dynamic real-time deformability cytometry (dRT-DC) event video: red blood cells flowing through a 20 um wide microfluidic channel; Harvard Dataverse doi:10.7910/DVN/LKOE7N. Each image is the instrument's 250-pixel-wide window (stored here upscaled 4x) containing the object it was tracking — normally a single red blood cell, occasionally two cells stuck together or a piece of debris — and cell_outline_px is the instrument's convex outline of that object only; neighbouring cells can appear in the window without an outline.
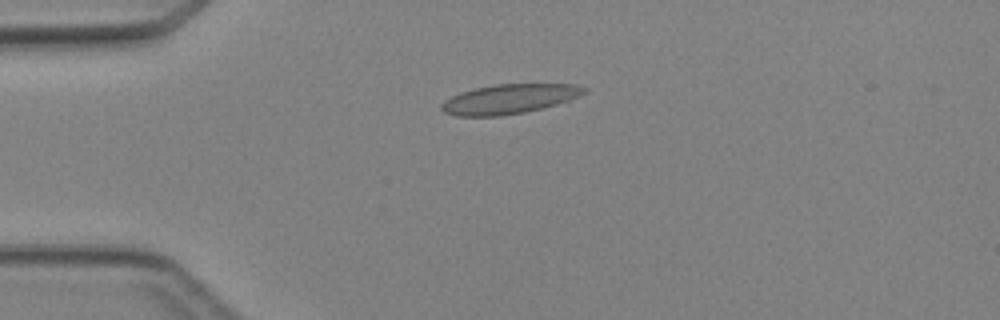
{"species": "Egyptian fruit bat (a non-hibernating species)", "species_latin": "Rousettus aegyptiacus", "temperature_condition": "cold", "stored_images_in_passage": 1, "camera_frame_rate_fps": 3000, "um_per_image_px": 0.085, "animal": {"sex": "female"}, "frame": {"image": 1, "passage_image": 1, "time_ms": 0.0, "image_size_px": [1000, 320], "cell_outline_px": [[588, 92], [568, 100], [556, 104], [524, 112], [500, 116], [456, 116], [444, 112], [440, 108], [440, 104], [444, 100], [460, 92], [476, 88], [496, 84], [576, 84], [588, 88]], "centroid_in_image_um": [43.27, 8.41], "position_along_channel_um": 41.7, "area_um2": 24.51}}